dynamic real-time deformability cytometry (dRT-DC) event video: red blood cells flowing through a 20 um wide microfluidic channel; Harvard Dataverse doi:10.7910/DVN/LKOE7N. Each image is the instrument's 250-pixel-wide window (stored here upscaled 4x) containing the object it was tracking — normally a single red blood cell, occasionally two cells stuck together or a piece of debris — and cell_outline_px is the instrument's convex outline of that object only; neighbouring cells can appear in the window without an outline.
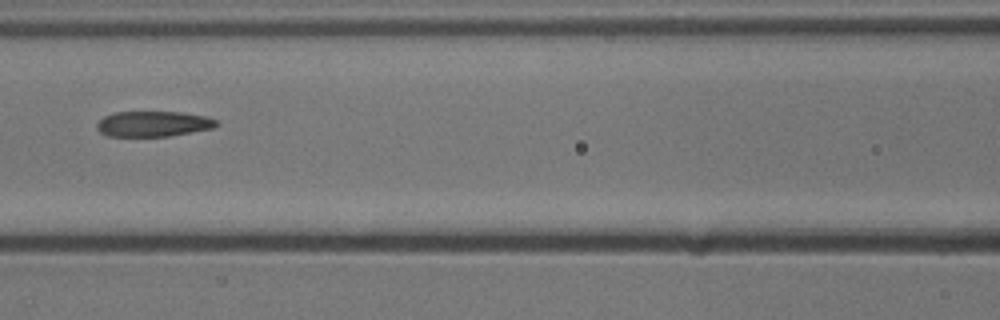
{"species": "common noctule bat (a hibernating species)", "species_latin": "Nyctalus noctula", "temperature_condition": "cold", "stored_images_in_passage": 7, "camera_frame_rate_fps": 3000, "um_per_image_px": 0.085, "animal": {"sex": "male", "body_mass_g": 13.3}, "frame": {"image": 1, "passage_image": 6, "time_ms": 1.667, "image_size_px": [1000, 320], "cell_outline_px": [[220, 124], [212, 128], [168, 136], [108, 136], [100, 132], [96, 128], [96, 124], [104, 116], [116, 112], [184, 112], [208, 116], [216, 120]], "centroid_in_image_um": [13.04, 10.52], "position_along_channel_um": 153.6, "area_um2": 17.74}}
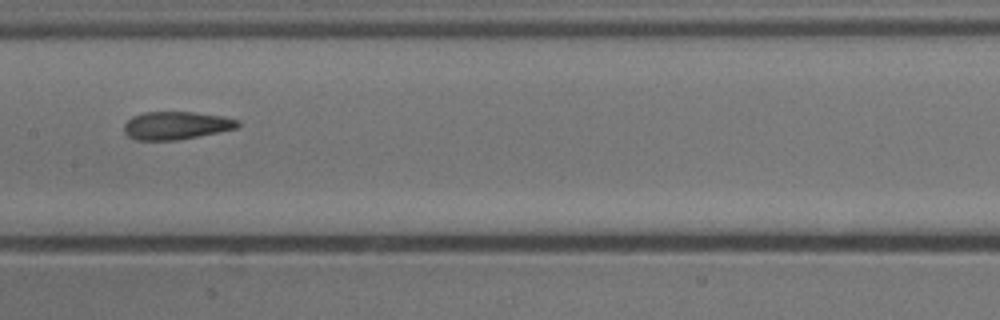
{"frame": {"image": 2, "passage_image": 7, "time_ms": 2.0, "image_size_px": [1000, 320], "cell_outline_px": [[240, 124], [236, 128], [220, 132], [176, 140], [136, 140], [128, 136], [124, 132], [124, 124], [132, 116], [144, 112], [196, 112], [224, 116], [240, 120]], "centroid_in_image_um": [14.99, 10.66], "position_along_channel_um": 192.4, "area_um2": 18.61}}